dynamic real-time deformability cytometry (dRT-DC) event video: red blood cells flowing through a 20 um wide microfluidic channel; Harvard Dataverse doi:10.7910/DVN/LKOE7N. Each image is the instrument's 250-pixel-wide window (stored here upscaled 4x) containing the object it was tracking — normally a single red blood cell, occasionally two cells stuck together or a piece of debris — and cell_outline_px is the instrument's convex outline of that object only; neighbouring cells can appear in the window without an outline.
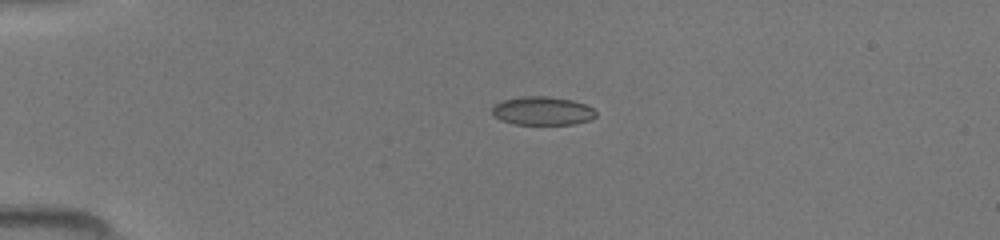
{"species": "common noctule bat (a hibernating species)", "species_latin": "Nyctalus noctula", "temperature_condition": "room temperature", "stored_images_in_passage": 40, "camera_frame_rate_fps": 3000, "um_per_image_px": 0.085, "animal": {"sex": "female", "body_mass_g": 19.5, "forearm_length_mm": 54.1}, "frame": {"image": 1, "passage_image": 3, "time_ms": 0.667, "image_size_px": [1000, 240], "cell_outline_px": [[596, 116], [588, 120], [572, 124], [516, 124], [500, 120], [492, 112], [492, 108], [496, 104], [504, 100], [520, 96], [548, 96], [572, 100], [584, 104], [592, 108], [596, 112]], "centroid_in_image_um": [46.1, 9.42], "position_along_channel_um": 38.9, "area_um2": 17.05}}
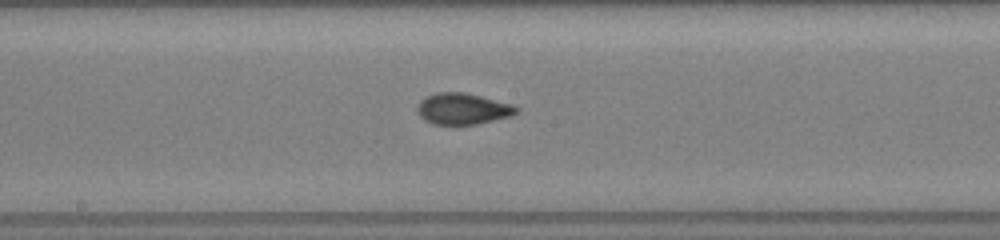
{"frame": {"image": 2, "passage_image": 18, "time_ms": 5.667, "image_size_px": [1000, 240], "cell_outline_px": [[520, 112], [512, 116], [476, 124], [432, 124], [424, 120], [416, 112], [416, 108], [420, 100], [436, 92], [464, 92], [512, 104], [520, 108]], "centroid_in_image_um": [39.34, 9.25], "position_along_channel_um": 208.9, "area_um2": 18.15}}
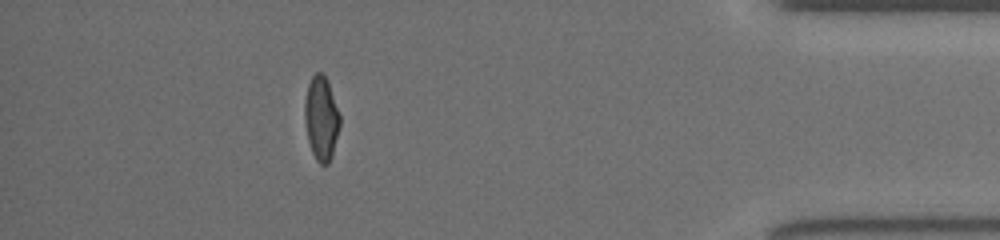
{"frame": {"image": 3, "passage_image": 35, "time_ms": 11.333, "image_size_px": [1000, 240], "cell_outline_px": [[340, 128], [332, 156], [328, 164], [320, 164], [316, 160], [312, 152], [308, 140], [304, 120], [304, 100], [308, 84], [312, 76], [316, 72], [320, 72], [328, 80], [340, 116]], "centroid_in_image_um": [27.3, 10.06], "position_along_channel_um": 407.9, "area_um2": 17.4}}